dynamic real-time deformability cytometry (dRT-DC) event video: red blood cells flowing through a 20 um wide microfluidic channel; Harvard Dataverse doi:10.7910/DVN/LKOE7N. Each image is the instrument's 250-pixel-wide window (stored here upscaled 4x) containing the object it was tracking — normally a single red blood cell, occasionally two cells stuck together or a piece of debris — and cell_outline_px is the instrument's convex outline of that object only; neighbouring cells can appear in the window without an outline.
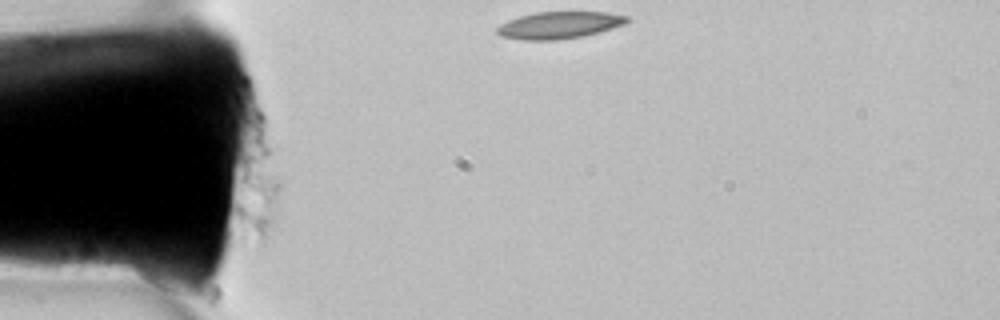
{"species": "common noctule bat (a hibernating species)", "species_latin": "Nyctalus noctula", "temperature_condition": "room temperature", "stored_images_in_passage": 2, "camera_frame_rate_fps": 3000, "um_per_image_px": 0.085, "animal": {"sex": "female", "body_mass_g": 22.7, "forearm_length_mm": 54.2}, "frame": {"image": 1, "passage_image": 1, "time_ms": 0.0, "image_size_px": [1000, 320], "cell_outline_px": [[632, 20], [624, 24], [600, 32], [580, 36], [556, 40], [524, 40], [500, 36], [496, 32], [496, 28], [500, 24], [508, 20], [520, 16], [536, 12], [608, 12], [628, 16]], "centroid_in_image_um": [47.54, 2.13], "position_along_channel_um": 37.5, "area_um2": 20.46}}